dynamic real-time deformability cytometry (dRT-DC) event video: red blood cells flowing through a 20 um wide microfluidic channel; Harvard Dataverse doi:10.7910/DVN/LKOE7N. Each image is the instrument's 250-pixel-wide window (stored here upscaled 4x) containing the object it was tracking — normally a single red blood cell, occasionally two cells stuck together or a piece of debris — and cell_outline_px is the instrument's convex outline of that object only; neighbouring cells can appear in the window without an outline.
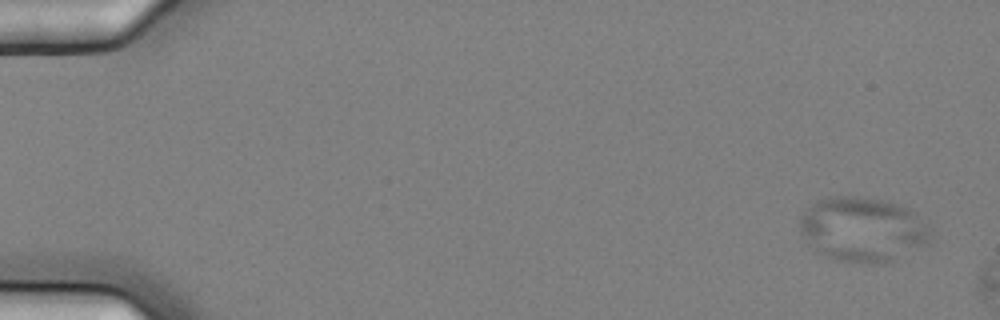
{"species": "common noctule bat (a hibernating species)", "species_latin": "Nyctalus noctula", "temperature_condition": "cold", "stored_images_in_passage": 3, "camera_frame_rate_fps": 3000, "um_per_image_px": 0.085, "animal": {"sex": "female", "body_mass_g": 25.1}, "frame": {"image": 1, "passage_image": 1, "time_ms": 0.0, "image_size_px": [1000, 320], "cell_outline_px": [[932, 236], [928, 244], [884, 264], [836, 260], [816, 252], [800, 232], [800, 216], [804, 208], [816, 200], [828, 196], [856, 196], [880, 200], [896, 204], [908, 208], [916, 212]], "centroid_in_image_um": [73.29, 19.49], "position_along_channel_um": 11.7, "area_um2": 49.3}}